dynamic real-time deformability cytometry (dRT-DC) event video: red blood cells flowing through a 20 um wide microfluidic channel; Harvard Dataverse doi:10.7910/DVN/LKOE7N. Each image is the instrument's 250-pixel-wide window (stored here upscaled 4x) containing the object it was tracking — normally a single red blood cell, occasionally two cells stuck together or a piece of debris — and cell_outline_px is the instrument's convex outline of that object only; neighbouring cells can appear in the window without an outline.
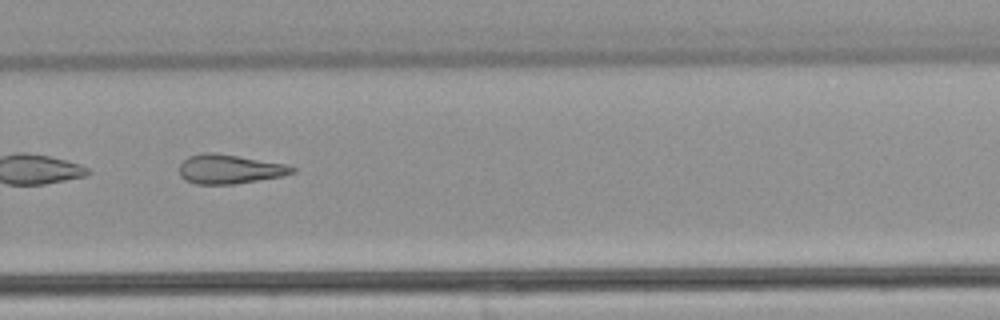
{"species": "common noctule bat (a hibernating species)", "species_latin": "Nyctalus noctula", "temperature_condition": "warm", "stored_images_in_passage": 34, "camera_frame_rate_fps": 3000, "um_per_image_px": 0.085, "animal": {"sex": "male", "body_mass_g": 21.5, "forearm_length_mm": 52.0}, "frame": {"image": 1, "passage_image": 25, "time_ms": 8.0, "image_size_px": [1000, 320], "cell_outline_px": [[296, 172], [284, 176], [236, 184], [196, 184], [184, 180], [180, 176], [180, 164], [188, 156], [204, 152], [212, 152], [284, 164], [296, 168]], "centroid_in_image_um": [19.5, 14.39], "position_along_channel_um": 310.3, "area_um2": 19.19}}